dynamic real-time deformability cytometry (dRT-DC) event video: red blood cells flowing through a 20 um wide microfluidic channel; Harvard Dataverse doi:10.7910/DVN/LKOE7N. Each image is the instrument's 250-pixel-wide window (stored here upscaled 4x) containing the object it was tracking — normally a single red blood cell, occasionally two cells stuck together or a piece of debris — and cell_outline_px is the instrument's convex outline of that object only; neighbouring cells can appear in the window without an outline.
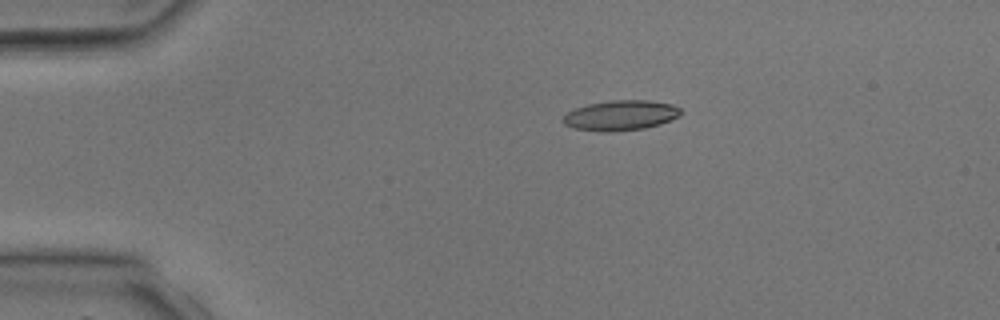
{"species": "common noctule bat (a hibernating species)", "species_latin": "Nyctalus noctula", "temperature_condition": "room temperature", "stored_images_in_passage": 4, "camera_frame_rate_fps": 3000, "um_per_image_px": 0.085, "animal": {"sex": "male", "body_mass_g": 17.9, "forearm_length_mm": 54.2}, "frame": {"image": 1, "passage_image": 3, "time_ms": 2.0, "image_size_px": [1000, 320], "cell_outline_px": [[680, 116], [660, 124], [644, 128], [612, 132], [604, 132], [572, 128], [564, 124], [560, 120], [568, 112], [576, 108], [588, 104], [612, 100], [648, 100], [672, 104], [680, 108]], "centroid_in_image_um": [52.73, 9.81], "position_along_channel_um": 32.3, "area_um2": 20.69}}